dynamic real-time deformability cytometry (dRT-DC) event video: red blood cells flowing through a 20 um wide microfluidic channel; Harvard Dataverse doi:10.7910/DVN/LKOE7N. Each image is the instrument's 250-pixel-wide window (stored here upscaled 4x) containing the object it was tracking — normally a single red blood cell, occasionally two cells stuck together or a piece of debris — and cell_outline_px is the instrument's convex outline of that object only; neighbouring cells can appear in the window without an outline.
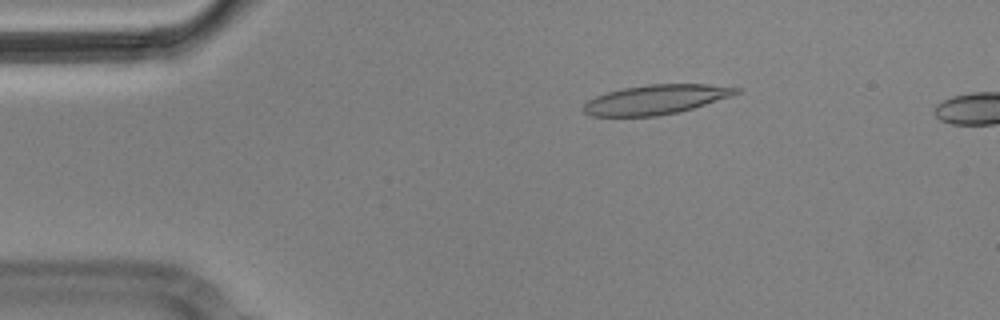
{"species": "Egyptian fruit bat (a non-hibernating species)", "species_latin": "Rousettus aegyptiacus", "temperature_condition": "cold", "stored_images_in_passage": 5, "segment_of_instrument_passage": [1, 2], "camera_frame_rate_fps": 3000, "um_per_image_px": 0.085, "animal": {"sex": "male"}, "frame": {"image": 1, "passage_image": 3, "time_ms": 0.667, "image_size_px": [1000, 320], "cell_outline_px": [[744, 88], [740, 92], [680, 112], [656, 116], [592, 116], [584, 112], [580, 108], [588, 100], [596, 96], [608, 92], [624, 88], [648, 84], [708, 84]], "centroid_in_image_um": [55.72, 8.46], "position_along_channel_um": 29.3, "area_um2": 26.07}}